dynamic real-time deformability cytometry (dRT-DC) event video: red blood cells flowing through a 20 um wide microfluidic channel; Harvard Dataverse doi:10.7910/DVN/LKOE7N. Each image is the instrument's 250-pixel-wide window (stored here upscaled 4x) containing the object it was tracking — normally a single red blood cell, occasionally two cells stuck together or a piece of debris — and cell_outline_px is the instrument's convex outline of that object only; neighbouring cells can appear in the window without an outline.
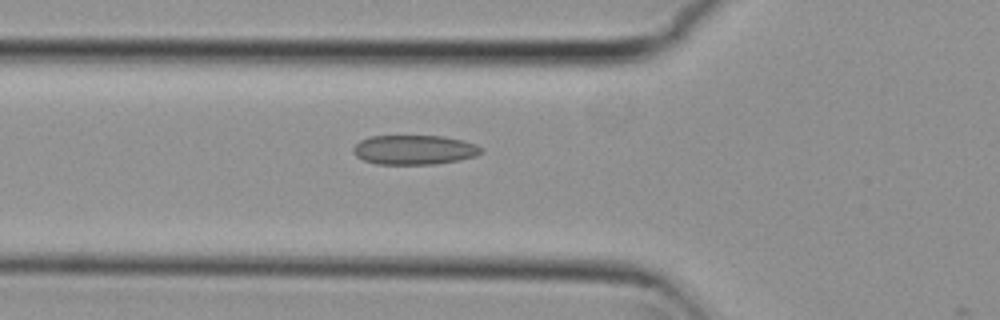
{"species": "common noctule bat (a hibernating species)", "species_latin": "Nyctalus noctula", "temperature_condition": "cold", "stored_images_in_passage": 17, "camera_frame_rate_fps": 3000, "um_per_image_px": 0.085, "animal": {"sex": "female", "body_mass_g": 29.2, "forearm_length_mm": 56.3}, "frame": {"image": 1, "passage_image": 16, "time_ms": 5.0, "image_size_px": [1000, 320], "cell_outline_px": [[484, 152], [476, 156], [460, 160], [436, 164], [376, 164], [364, 160], [356, 156], [352, 152], [352, 148], [360, 140], [368, 136], [444, 136], [464, 140], [476, 144], [484, 148]], "centroid_in_image_um": [35.24, 12.73], "position_along_channel_um": 90.6, "area_um2": 22.31}}